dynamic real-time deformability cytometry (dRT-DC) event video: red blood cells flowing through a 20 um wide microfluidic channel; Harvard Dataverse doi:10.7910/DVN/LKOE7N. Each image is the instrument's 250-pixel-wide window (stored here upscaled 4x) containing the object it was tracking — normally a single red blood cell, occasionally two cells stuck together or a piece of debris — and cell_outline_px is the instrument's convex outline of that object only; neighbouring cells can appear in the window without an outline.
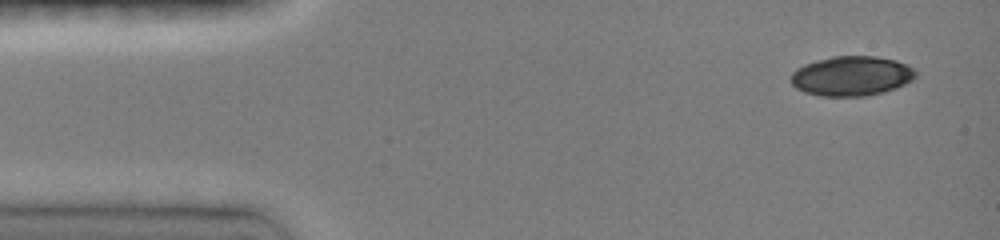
{"species": "common noctule bat (a hibernating species)", "species_latin": "Nyctalus noctula", "temperature_condition": "room temperature", "stored_images_in_passage": 6, "camera_frame_rate_fps": 3000, "um_per_image_px": 0.085, "animal": {"sex": "female", "body_mass_g": 19.0, "forearm_length_mm": 51.5}, "frame": {"image": 1, "passage_image": 1, "time_ms": 0.0, "image_size_px": [1000, 240], "cell_outline_px": [[916, 76], [912, 80], [896, 88], [884, 92], [864, 96], [820, 96], [804, 92], [796, 88], [792, 84], [792, 72], [796, 68], [804, 64], [816, 60], [832, 56], [876, 56], [896, 60], [912, 68], [916, 72]], "centroid_in_image_um": [72.36, 6.46], "position_along_channel_um": 12.6, "area_um2": 28.9}}